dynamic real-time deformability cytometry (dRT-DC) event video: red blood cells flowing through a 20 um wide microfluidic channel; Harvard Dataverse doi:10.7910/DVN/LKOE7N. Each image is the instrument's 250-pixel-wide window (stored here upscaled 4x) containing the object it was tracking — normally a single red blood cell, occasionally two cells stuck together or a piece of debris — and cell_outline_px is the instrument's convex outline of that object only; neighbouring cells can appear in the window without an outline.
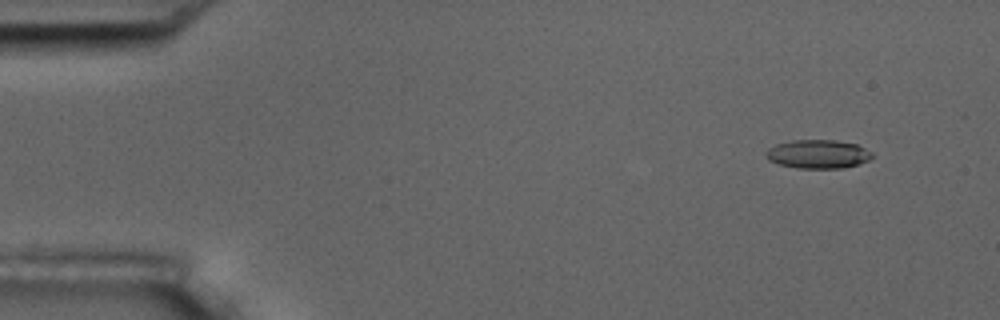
{"species": "common noctule bat (a hibernating species)", "species_latin": "Nyctalus noctula", "temperature_condition": "room temperature", "stored_images_in_passage": 6, "camera_frame_rate_fps": 3000, "um_per_image_px": 0.085, "animal": {"sex": "male", "body_mass_g": 17.5, "forearm_length_mm": 52.3}, "frame": {"image": 1, "passage_image": 2, "time_ms": 1.0, "image_size_px": [1000, 320], "cell_outline_px": [[872, 156], [868, 160], [844, 168], [796, 168], [780, 164], [768, 160], [764, 156], [764, 152], [768, 148], [776, 144], [792, 140], [836, 140], [856, 144], [872, 152]], "centroid_in_image_um": [69.47, 13.09], "position_along_channel_um": 15.5, "area_um2": 17.74}}